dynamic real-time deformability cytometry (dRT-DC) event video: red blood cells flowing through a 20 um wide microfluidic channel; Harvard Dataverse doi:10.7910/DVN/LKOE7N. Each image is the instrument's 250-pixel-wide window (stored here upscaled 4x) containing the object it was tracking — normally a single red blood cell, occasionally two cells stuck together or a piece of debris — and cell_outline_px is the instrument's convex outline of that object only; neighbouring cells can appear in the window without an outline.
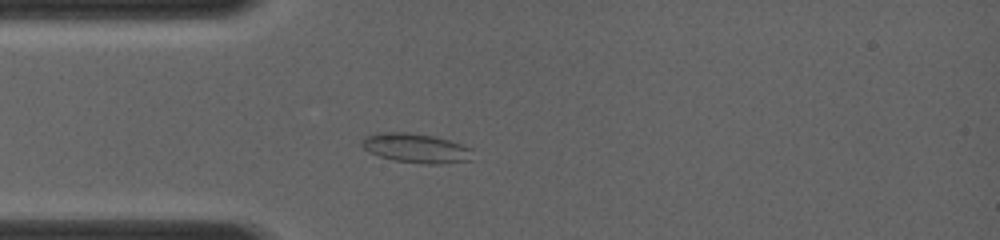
{"species": "common noctule bat (a hibernating species)", "species_latin": "Nyctalus noctula", "temperature_condition": "room temperature", "stored_images_in_passage": 9, "camera_frame_rate_fps": 4000, "um_per_image_px": 0.085, "animal": {"sex": "female", "body_mass_g": 19.0, "forearm_length_mm": 56.7}, "frame": {"image": 1, "passage_image": 7, "time_ms": 3.0, "image_size_px": [1000, 240], "cell_outline_px": [[468, 160], [432, 164], [396, 160], [372, 152], [364, 148], [364, 136], [392, 132], [404, 132], [432, 136], [448, 140], [460, 144], [468, 148]], "centroid_in_image_um": [35.33, 12.57], "position_along_channel_um": 49.7, "area_um2": 17.63}}
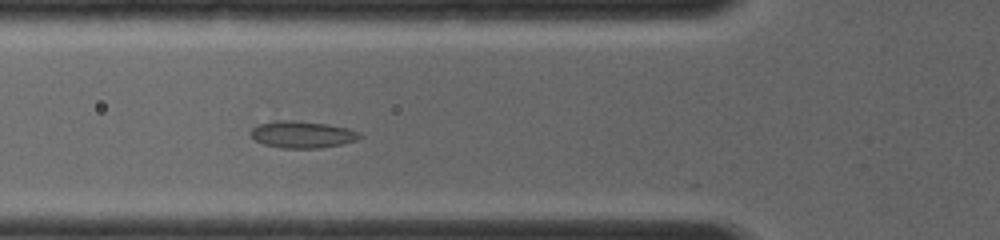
{"frame": {"image": 2, "passage_image": 9, "time_ms": 4.25, "image_size_px": [1000, 240], "cell_outline_px": [[360, 136], [356, 140], [340, 144], [316, 148], [284, 148], [264, 144], [256, 140], [252, 136], [252, 128], [260, 124], [272, 120], [296, 120], [324, 124], [344, 128], [356, 132]], "centroid_in_image_um": [25.62, 11.42], "position_along_channel_um": 100.2, "area_um2": 16.53}}